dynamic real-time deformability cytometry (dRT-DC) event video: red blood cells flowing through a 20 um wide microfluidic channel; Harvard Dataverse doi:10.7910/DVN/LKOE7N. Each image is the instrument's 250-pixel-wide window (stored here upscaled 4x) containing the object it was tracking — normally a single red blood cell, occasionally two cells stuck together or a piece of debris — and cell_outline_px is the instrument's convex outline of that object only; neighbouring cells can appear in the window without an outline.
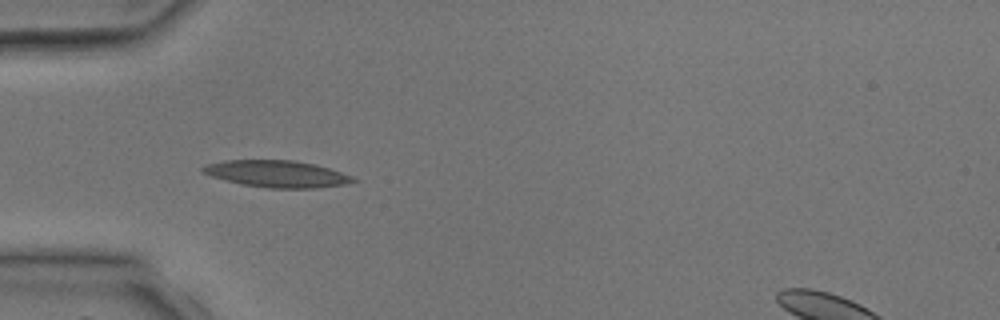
{"species": "common noctule bat (a hibernating species)", "species_latin": "Nyctalus noctula", "temperature_condition": "room temperature", "stored_images_in_passage": 4, "camera_frame_rate_fps": 3000, "um_per_image_px": 0.085, "animal": {"sex": "male", "body_mass_g": 17.9, "forearm_length_mm": 54.2}, "frame": {"image": 1, "passage_image": 4, "time_ms": 3.667, "image_size_px": [1000, 320], "cell_outline_px": [[356, 180], [344, 184], [316, 188], [268, 188], [240, 184], [212, 176], [200, 172], [200, 168], [208, 164], [224, 160], [292, 160], [312, 164], [328, 168], [352, 176]], "centroid_in_image_um": [23.48, 14.78], "position_along_channel_um": 61.5, "area_um2": 23.24}}